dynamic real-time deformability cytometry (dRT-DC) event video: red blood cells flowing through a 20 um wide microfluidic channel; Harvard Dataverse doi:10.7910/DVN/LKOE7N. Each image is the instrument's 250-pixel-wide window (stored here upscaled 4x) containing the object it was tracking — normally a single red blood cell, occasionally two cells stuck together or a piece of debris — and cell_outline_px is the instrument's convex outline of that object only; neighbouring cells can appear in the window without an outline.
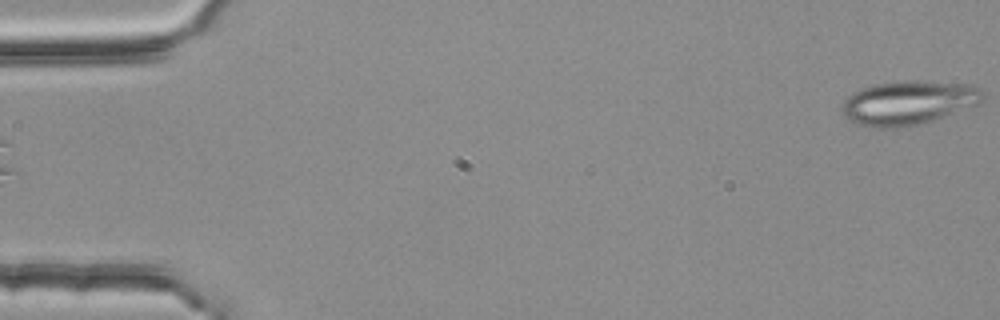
{"species": "common noctule bat (a hibernating species)", "species_latin": "Nyctalus noctula", "temperature_condition": "room temperature", "stored_images_in_passage": 4, "camera_frame_rate_fps": 3000, "um_per_image_px": 0.085, "animal": {"sex": "female", "body_mass_g": 25.1}, "frame": {"image": 1, "passage_image": 4, "time_ms": 1.0, "image_size_px": [1000, 320], "cell_outline_px": [[984, 100], [976, 104], [916, 124], [900, 128], [876, 128], [856, 124], [844, 112], [844, 100], [852, 92], [860, 88], [872, 84], [904, 80], [916, 80], [968, 84], [980, 88], [984, 92]], "centroid_in_image_um": [77.19, 8.7], "position_along_channel_um": 7.8, "area_um2": 35.55}}